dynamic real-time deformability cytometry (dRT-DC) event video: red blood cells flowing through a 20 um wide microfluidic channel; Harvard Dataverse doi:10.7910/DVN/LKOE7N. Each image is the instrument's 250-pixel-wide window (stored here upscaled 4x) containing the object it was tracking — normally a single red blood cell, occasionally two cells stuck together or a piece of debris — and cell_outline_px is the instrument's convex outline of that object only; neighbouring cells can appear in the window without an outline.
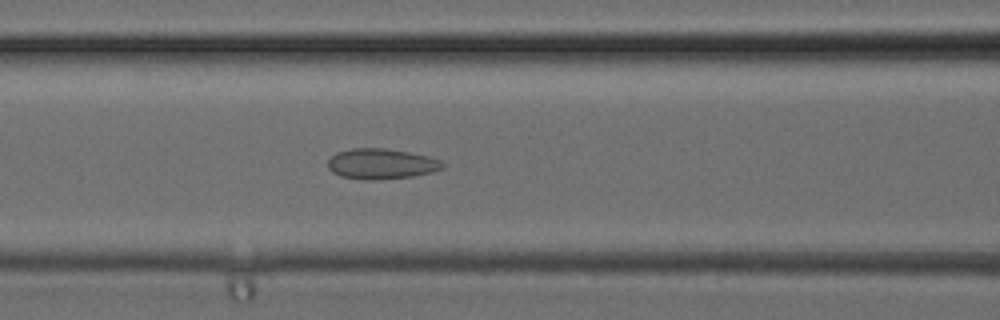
{"species": "common noctule bat (a hibernating species)", "species_latin": "Nyctalus noctula", "temperature_condition": "cold", "stored_images_in_passage": 33, "camera_frame_rate_fps": 3000, "um_per_image_px": 0.085, "animal": {"sex": "female", "body_mass_g": 24.6, "forearm_length_mm": 56.2}, "frame": {"image": 1, "passage_image": 14, "time_ms": 4.333, "image_size_px": [1000, 320], "cell_outline_px": [[444, 168], [432, 172], [412, 176], [376, 180], [364, 180], [340, 176], [332, 172], [328, 168], [328, 160], [336, 152], [352, 148], [384, 148], [408, 152], [428, 156], [440, 160], [444, 164]], "centroid_in_image_um": [32.39, 13.93], "position_along_channel_um": 134.2, "area_um2": 20.4}}
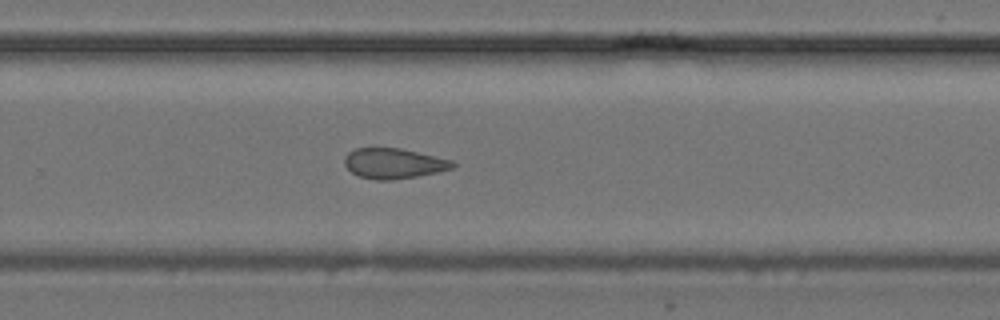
{"frame": {"image": 2, "passage_image": 22, "time_ms": 7.0, "image_size_px": [1000, 320], "cell_outline_px": [[456, 164], [452, 168], [436, 172], [416, 176], [392, 180], [376, 180], [360, 176], [352, 172], [344, 164], [344, 156], [348, 152], [356, 148], [400, 148], [452, 160]], "centroid_in_image_um": [33.44, 13.88], "position_along_channel_um": 296.4, "area_um2": 18.9}}
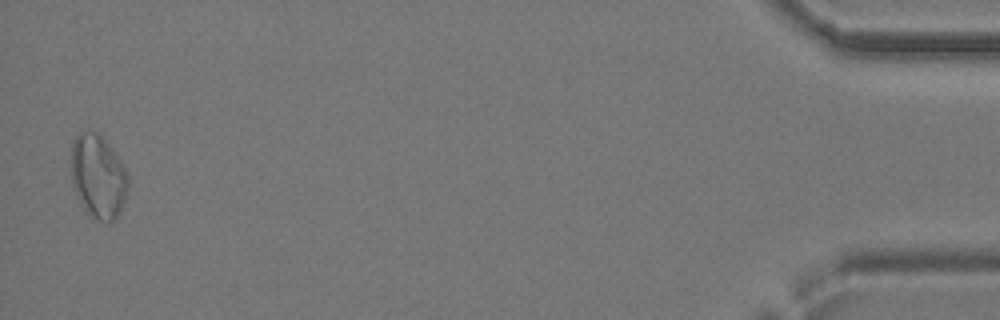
{"frame": {"image": 3, "passage_image": 33, "time_ms": 10.667, "image_size_px": [1000, 320], "cell_outline_px": [[128, 188], [124, 200], [116, 220], [100, 220], [84, 212], [76, 196], [72, 184], [72, 140], [80, 132], [100, 132], [104, 136], [112, 148], [124, 168], [128, 176]], "centroid_in_image_um": [8.33, 14.99], "position_along_channel_um": 426.9, "area_um2": 27.74}}